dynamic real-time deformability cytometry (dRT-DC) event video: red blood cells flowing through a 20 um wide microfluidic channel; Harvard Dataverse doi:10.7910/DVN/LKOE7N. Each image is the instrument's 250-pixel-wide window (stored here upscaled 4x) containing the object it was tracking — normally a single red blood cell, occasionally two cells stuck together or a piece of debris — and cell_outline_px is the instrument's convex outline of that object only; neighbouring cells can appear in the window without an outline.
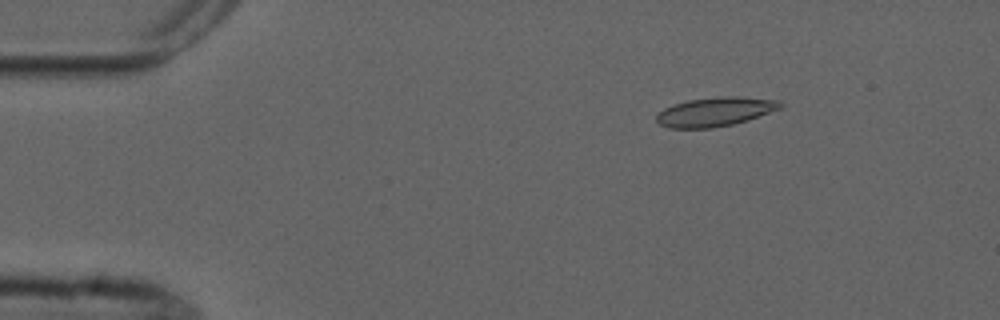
{"species": "common noctule bat (a hibernating species)", "species_latin": "Nyctalus noctula", "temperature_condition": "cold", "stored_images_in_passage": 5, "camera_frame_rate_fps": 3000, "um_per_image_px": 0.085, "animal": {"sex": "male", "forearm_length_mm": 52.5}, "frame": {"image": 1, "passage_image": 3, "time_ms": 2.333, "image_size_px": [1000, 320], "cell_outline_px": [[784, 104], [780, 108], [748, 120], [732, 124], [712, 128], [668, 128], [660, 124], [656, 120], [656, 116], [664, 108], [672, 104], [688, 100], [720, 96], [740, 96], [780, 100]], "centroid_in_image_um": [60.79, 9.49], "position_along_channel_um": 24.2, "area_um2": 21.04}}